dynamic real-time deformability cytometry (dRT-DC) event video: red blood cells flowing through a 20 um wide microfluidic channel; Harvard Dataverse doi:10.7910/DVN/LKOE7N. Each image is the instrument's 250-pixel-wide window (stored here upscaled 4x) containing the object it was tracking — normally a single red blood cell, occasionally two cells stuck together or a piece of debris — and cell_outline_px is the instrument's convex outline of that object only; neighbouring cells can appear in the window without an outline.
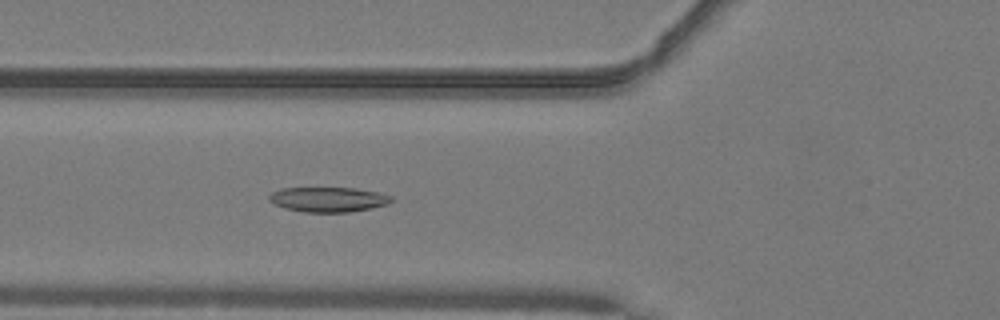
{"species": "common noctule bat (a hibernating species)", "species_latin": "Nyctalus noctula", "temperature_condition": "warm", "stored_images_in_passage": 46, "camera_frame_rate_fps": 3000, "um_per_image_px": 0.085, "animal": {"sex": "male", "body_mass_g": 19.2, "forearm_length_mm": 51.8}, "frame": {"image": 1, "passage_image": 15, "time_ms": 4.667, "image_size_px": [1000, 320], "cell_outline_px": [[392, 200], [388, 204], [372, 208], [352, 212], [304, 212], [284, 208], [268, 200], [268, 196], [272, 192], [280, 188], [356, 188], [376, 192], [392, 196]], "centroid_in_image_um": [27.89, 16.95], "position_along_channel_um": 97.9, "area_um2": 17.74}}
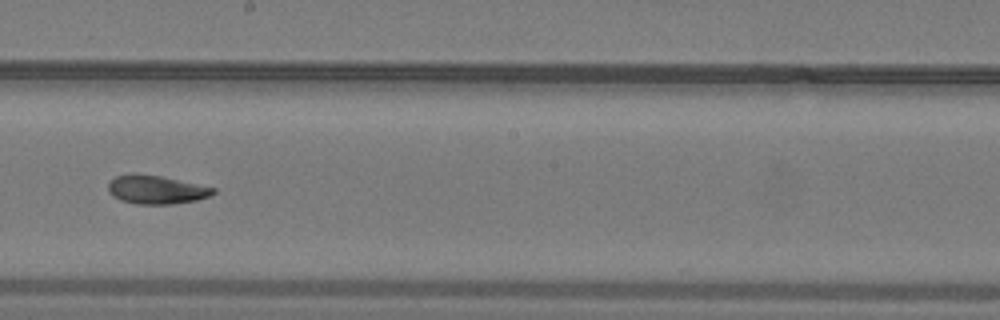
{"frame": {"image": 2, "passage_image": 25, "time_ms": 8.0, "image_size_px": [1000, 320], "cell_outline_px": [[216, 192], [212, 196], [196, 200], [172, 204], [136, 204], [120, 200], [112, 196], [108, 192], [108, 184], [116, 176], [160, 176], [216, 188]], "centroid_in_image_um": [13.33, 16.17], "position_along_channel_um": 234.9, "area_um2": 16.99}}
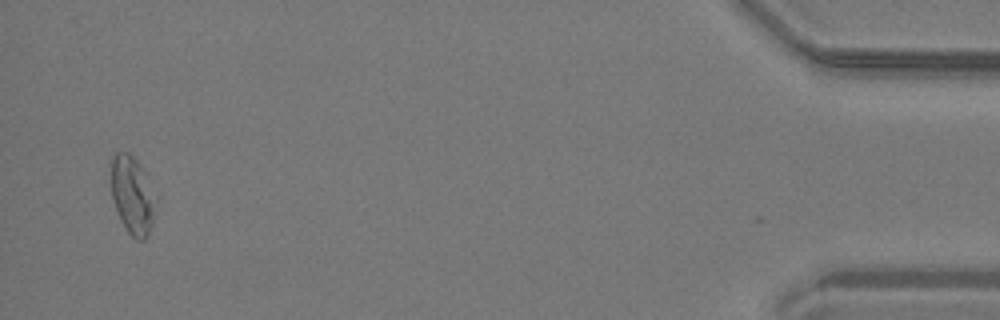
{"frame": {"image": 3, "passage_image": 45, "time_ms": 14.667, "image_size_px": [1000, 320], "cell_outline_px": [[160, 200], [148, 232], [144, 240], [136, 240], [128, 232], [116, 208], [112, 196], [112, 156], [116, 152], [128, 152], [140, 164]], "centroid_in_image_um": [11.32, 16.58], "position_along_channel_um": 423.9, "area_um2": 20.35}, "authors_computed_cell_mechanics": {"area_um2": 18.1492, "velocity_mm_per_s": 4.0962, "shape_relaxation_time_tau1_ms": 6.4597, "shape_relaxation_time_tau2_ms": 2.8656, "deformation_change_tau1": 0.1688, "deformation_change_tau2": 0.082}}